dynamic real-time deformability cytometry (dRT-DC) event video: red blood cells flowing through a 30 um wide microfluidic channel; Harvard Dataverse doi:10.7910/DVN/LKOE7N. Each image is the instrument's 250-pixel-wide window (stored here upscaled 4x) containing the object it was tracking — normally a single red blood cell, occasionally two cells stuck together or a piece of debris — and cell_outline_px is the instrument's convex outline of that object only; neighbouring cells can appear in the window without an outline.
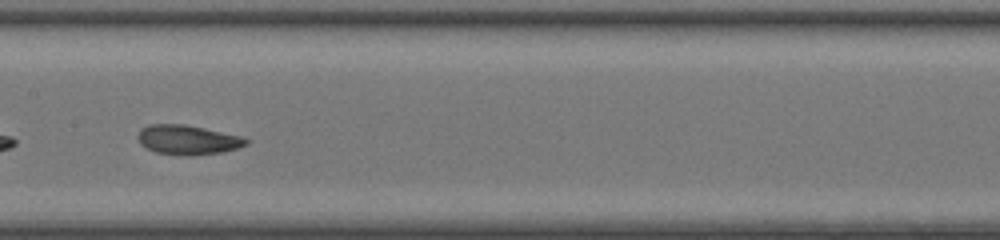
{"species": "common noctule bat (a hibernating species)", "species_latin": "Nyctalus noctula", "temperature_condition": "room temperature", "stored_images_in_passage": 41, "camera_frame_rate_fps": 3000, "um_per_image_px": 0.085, "animal": {"sex": "female", "body_mass_g": 20.0, "forearm_length_mm": 54.0}, "frame": {"image": 1, "passage_image": 20, "time_ms": 6.333, "image_size_px": [1000, 240], "cell_outline_px": [[252, 140], [248, 144], [236, 148], [220, 152], [188, 156], [156, 152], [140, 144], [136, 136], [140, 128], [148, 124], [184, 124], [204, 128], [240, 136]], "centroid_in_image_um": [15.93, 11.87], "position_along_channel_um": 191.5, "area_um2": 18.61}}
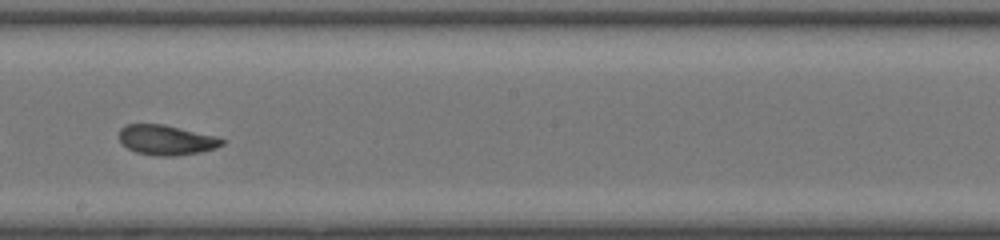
{"frame": {"image": 2, "passage_image": 23, "time_ms": 7.333, "image_size_px": [1000, 240], "cell_outline_px": [[224, 144], [216, 148], [200, 152], [172, 156], [156, 156], [136, 152], [128, 148], [120, 140], [120, 128], [124, 124], [164, 124], [216, 136], [224, 140]], "centroid_in_image_um": [14.14, 11.89], "position_along_channel_um": 234.1, "area_um2": 17.92}}
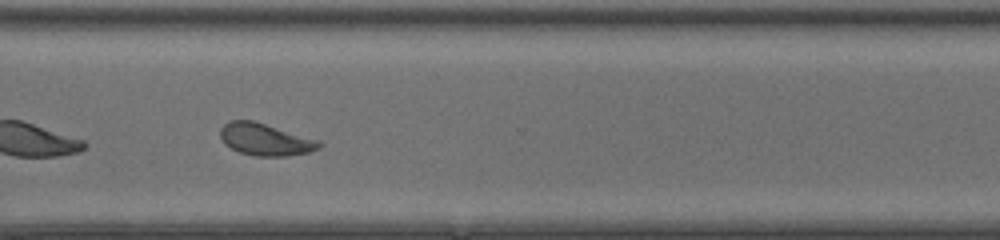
{"frame": {"image": 3, "passage_image": 31, "time_ms": 10.0, "image_size_px": [1000, 240], "cell_outline_px": [[324, 144], [320, 148], [308, 152], [288, 156], [256, 156], [240, 152], [224, 144], [220, 136], [220, 128], [228, 120], [252, 120], [320, 140]], "centroid_in_image_um": [22.56, 11.85], "position_along_channel_um": 348.0, "area_um2": 18.55}, "authors_computed_cell_mechanics": {"area_um2": 18.6116, "velocity_mm_per_s": 4.2803, "shape_relaxation_time_tau1_ms": 5.7597, "shape_relaxation_time_tau2_ms": 1.5177, "deformation_change_tau1": 0.1516, "deformation_change_tau2": 0.0716}}